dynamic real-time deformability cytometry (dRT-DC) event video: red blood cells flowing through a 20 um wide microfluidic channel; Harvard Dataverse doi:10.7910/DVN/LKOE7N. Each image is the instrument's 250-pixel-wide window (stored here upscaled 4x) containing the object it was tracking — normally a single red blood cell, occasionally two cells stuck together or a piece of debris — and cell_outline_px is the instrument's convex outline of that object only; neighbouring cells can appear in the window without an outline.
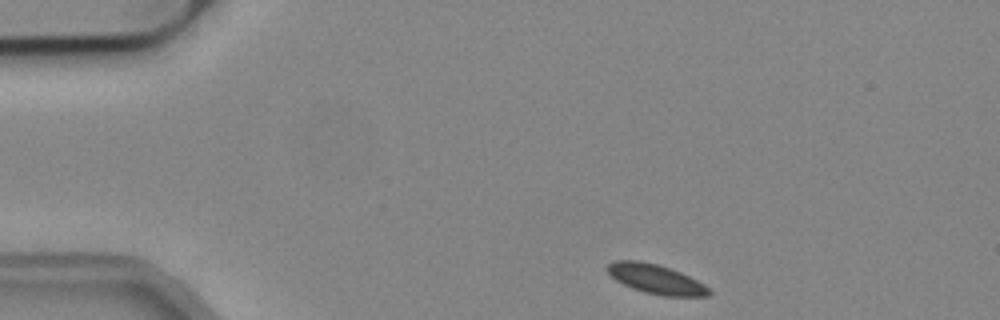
{"species": "common noctule bat (a hibernating species)", "species_latin": "Nyctalus noctula", "temperature_condition": "cold", "stored_images_in_passage": 46, "camera_frame_rate_fps": 3000, "um_per_image_px": 0.085, "animal": {"sex": "male", "body_mass_g": 19.2, "forearm_length_mm": 51.8}, "frame": {"image": 1, "passage_image": 1, "time_ms": 0.0, "image_size_px": [1000, 320], "cell_outline_px": [[712, 292], [708, 296], [664, 296], [644, 292], [632, 288], [616, 280], [608, 272], [608, 264], [616, 260], [640, 260], [656, 264], [680, 272], [704, 284]], "centroid_in_image_um": [55.76, 23.72], "position_along_channel_um": 29.2, "area_um2": 17.17}}
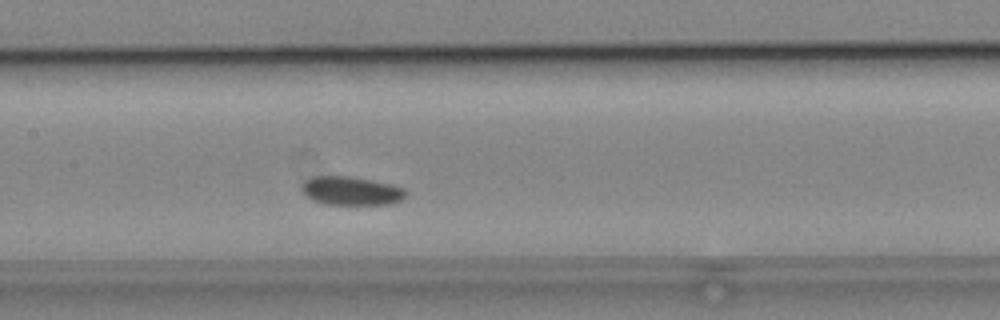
{"frame": {"image": 2, "passage_image": 18, "time_ms": 5.667, "image_size_px": [1000, 320], "cell_outline_px": [[408, 192], [400, 200], [392, 204], [324, 204], [312, 200], [300, 188], [300, 184], [304, 180], [312, 176], [348, 176], [372, 180], [404, 188]], "centroid_in_image_um": [29.81, 16.21], "position_along_channel_um": 177.6, "area_um2": 17.34}}
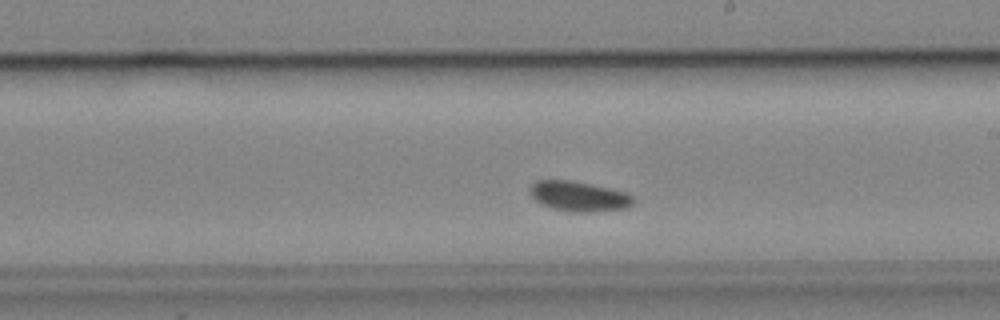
{"frame": {"image": 3, "passage_image": 23, "time_ms": 7.333, "image_size_px": [1000, 320], "cell_outline_px": [[636, 200], [632, 204], [624, 208], [588, 212], [568, 212], [552, 208], [536, 200], [528, 192], [528, 188], [536, 180], [572, 180], [608, 188], [624, 192], [632, 196]], "centroid_in_image_um": [49.16, 16.68], "position_along_channel_um": 239.8, "area_um2": 17.98}}